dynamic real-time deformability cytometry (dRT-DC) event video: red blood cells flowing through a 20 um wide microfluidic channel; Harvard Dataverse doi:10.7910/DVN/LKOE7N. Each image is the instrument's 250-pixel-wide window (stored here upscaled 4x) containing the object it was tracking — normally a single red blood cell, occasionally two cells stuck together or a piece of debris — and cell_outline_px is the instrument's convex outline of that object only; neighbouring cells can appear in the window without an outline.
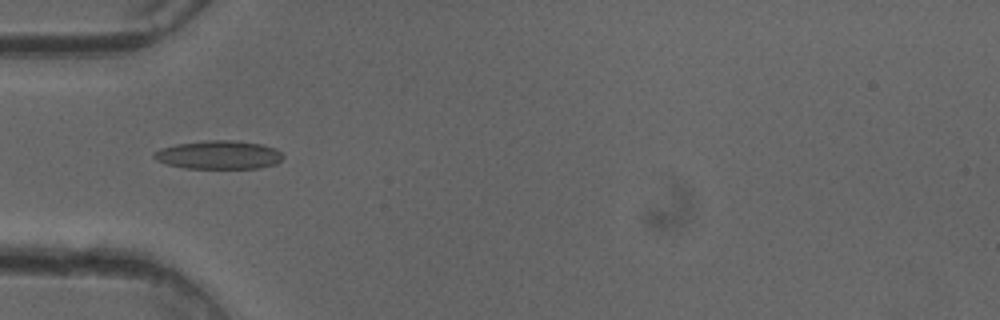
{"species": "common noctule bat (a hibernating species)", "species_latin": "Nyctalus noctula", "temperature_condition": "cold", "stored_images_in_passage": 37, "camera_frame_rate_fps": 3000, "um_per_image_px": 0.085, "animal": {"sex": "female"}, "frame": {"image": 1, "passage_image": 3, "time_ms": 0.667, "image_size_px": [1000, 320], "cell_outline_px": [[284, 156], [276, 164], [260, 168], [184, 168], [164, 164], [156, 160], [152, 156], [152, 152], [160, 148], [176, 144], [208, 140], [232, 140], [260, 144], [276, 148]], "centroid_in_image_um": [18.55, 13.17], "position_along_channel_um": 66.4, "area_um2": 21.56}}
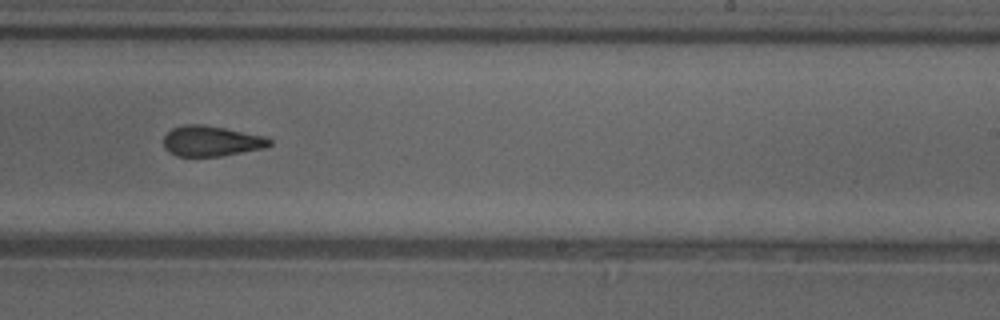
{"frame": {"image": 2, "passage_image": 18, "time_ms": 5.667, "image_size_px": [1000, 320], "cell_outline_px": [[272, 144], [264, 148], [220, 156], [176, 156], [168, 152], [164, 148], [164, 136], [172, 128], [184, 124], [200, 124], [224, 128], [264, 136], [272, 140]], "centroid_in_image_um": [17.93, 11.99], "position_along_channel_um": 271.1, "area_um2": 18.73}}
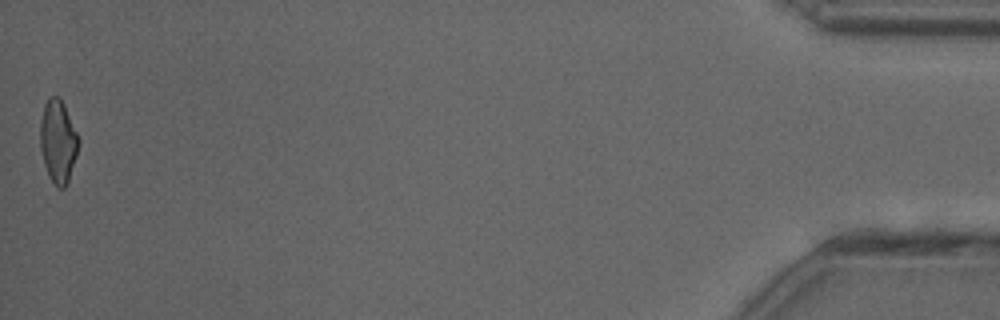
{"frame": {"image": 3, "passage_image": 37, "time_ms": 12.0, "image_size_px": [1000, 320], "cell_outline_px": [[80, 140], [76, 156], [68, 180], [64, 188], [56, 188], [48, 176], [44, 164], [40, 148], [40, 120], [44, 104], [52, 96], [60, 96], [64, 104]], "centroid_in_image_um": [4.92, 12.02], "position_along_channel_um": 430.3, "area_um2": 18.55}, "authors_computed_cell_mechanics": {"area_um2": 19.1318, "velocity_mm_per_s": 4.0834, "shape_relaxation_time_tau1_ms": null, "shape_relaxation_time_tau2_ms": 2.5687, "deformation_change_tau1": null, "deformation_change_tau2": 0.109}}